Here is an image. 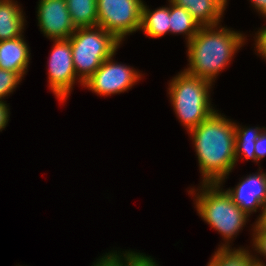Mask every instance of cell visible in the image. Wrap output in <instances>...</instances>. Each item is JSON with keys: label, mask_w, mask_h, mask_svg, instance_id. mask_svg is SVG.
<instances>
[{"label": "cell", "mask_w": 266, "mask_h": 266, "mask_svg": "<svg viewBox=\"0 0 266 266\" xmlns=\"http://www.w3.org/2000/svg\"><path fill=\"white\" fill-rule=\"evenodd\" d=\"M48 65L49 87L59 101L68 98L76 79L71 43L66 40H54Z\"/></svg>", "instance_id": "cell-8"}, {"label": "cell", "mask_w": 266, "mask_h": 266, "mask_svg": "<svg viewBox=\"0 0 266 266\" xmlns=\"http://www.w3.org/2000/svg\"><path fill=\"white\" fill-rule=\"evenodd\" d=\"M263 128H243L235 123V158L238 161L240 154L245 159H252L257 162L255 157V143Z\"/></svg>", "instance_id": "cell-17"}, {"label": "cell", "mask_w": 266, "mask_h": 266, "mask_svg": "<svg viewBox=\"0 0 266 266\" xmlns=\"http://www.w3.org/2000/svg\"><path fill=\"white\" fill-rule=\"evenodd\" d=\"M170 3V33L186 34L187 43L198 33L199 24L183 7Z\"/></svg>", "instance_id": "cell-16"}, {"label": "cell", "mask_w": 266, "mask_h": 266, "mask_svg": "<svg viewBox=\"0 0 266 266\" xmlns=\"http://www.w3.org/2000/svg\"><path fill=\"white\" fill-rule=\"evenodd\" d=\"M201 185L200 193L195 195L196 210L199 216L226 240L227 243L222 247H230L229 241L237 236L249 216L232 201L227 191L220 188L219 183Z\"/></svg>", "instance_id": "cell-3"}, {"label": "cell", "mask_w": 266, "mask_h": 266, "mask_svg": "<svg viewBox=\"0 0 266 266\" xmlns=\"http://www.w3.org/2000/svg\"><path fill=\"white\" fill-rule=\"evenodd\" d=\"M183 7L200 27L219 25L226 3L223 0H169Z\"/></svg>", "instance_id": "cell-12"}, {"label": "cell", "mask_w": 266, "mask_h": 266, "mask_svg": "<svg viewBox=\"0 0 266 266\" xmlns=\"http://www.w3.org/2000/svg\"><path fill=\"white\" fill-rule=\"evenodd\" d=\"M211 261L216 266H254L255 256L244 248L232 249V247H222L219 245Z\"/></svg>", "instance_id": "cell-18"}, {"label": "cell", "mask_w": 266, "mask_h": 266, "mask_svg": "<svg viewBox=\"0 0 266 266\" xmlns=\"http://www.w3.org/2000/svg\"><path fill=\"white\" fill-rule=\"evenodd\" d=\"M257 12H260L266 18V0H250Z\"/></svg>", "instance_id": "cell-27"}, {"label": "cell", "mask_w": 266, "mask_h": 266, "mask_svg": "<svg viewBox=\"0 0 266 266\" xmlns=\"http://www.w3.org/2000/svg\"><path fill=\"white\" fill-rule=\"evenodd\" d=\"M109 252L103 255L100 259H97V262L94 263V266H125V252ZM123 255V256H122Z\"/></svg>", "instance_id": "cell-21"}, {"label": "cell", "mask_w": 266, "mask_h": 266, "mask_svg": "<svg viewBox=\"0 0 266 266\" xmlns=\"http://www.w3.org/2000/svg\"><path fill=\"white\" fill-rule=\"evenodd\" d=\"M226 191L232 201L249 216L266 202V172L249 174L235 188Z\"/></svg>", "instance_id": "cell-10"}, {"label": "cell", "mask_w": 266, "mask_h": 266, "mask_svg": "<svg viewBox=\"0 0 266 266\" xmlns=\"http://www.w3.org/2000/svg\"><path fill=\"white\" fill-rule=\"evenodd\" d=\"M151 256L134 251H125V266H158Z\"/></svg>", "instance_id": "cell-20"}, {"label": "cell", "mask_w": 266, "mask_h": 266, "mask_svg": "<svg viewBox=\"0 0 266 266\" xmlns=\"http://www.w3.org/2000/svg\"><path fill=\"white\" fill-rule=\"evenodd\" d=\"M170 4L169 7H159L150 11L143 3L140 29L148 37L159 38L170 32Z\"/></svg>", "instance_id": "cell-14"}, {"label": "cell", "mask_w": 266, "mask_h": 266, "mask_svg": "<svg viewBox=\"0 0 266 266\" xmlns=\"http://www.w3.org/2000/svg\"><path fill=\"white\" fill-rule=\"evenodd\" d=\"M25 16L14 0H0V41L22 36Z\"/></svg>", "instance_id": "cell-13"}, {"label": "cell", "mask_w": 266, "mask_h": 266, "mask_svg": "<svg viewBox=\"0 0 266 266\" xmlns=\"http://www.w3.org/2000/svg\"><path fill=\"white\" fill-rule=\"evenodd\" d=\"M254 266H266L265 263L263 264V261L261 262L259 258L255 257V265Z\"/></svg>", "instance_id": "cell-28"}, {"label": "cell", "mask_w": 266, "mask_h": 266, "mask_svg": "<svg viewBox=\"0 0 266 266\" xmlns=\"http://www.w3.org/2000/svg\"><path fill=\"white\" fill-rule=\"evenodd\" d=\"M21 80L17 73L0 68V101L11 94Z\"/></svg>", "instance_id": "cell-19"}, {"label": "cell", "mask_w": 266, "mask_h": 266, "mask_svg": "<svg viewBox=\"0 0 266 266\" xmlns=\"http://www.w3.org/2000/svg\"><path fill=\"white\" fill-rule=\"evenodd\" d=\"M255 38V48L257 49V52L262 56V58L266 59V27L258 30Z\"/></svg>", "instance_id": "cell-24"}, {"label": "cell", "mask_w": 266, "mask_h": 266, "mask_svg": "<svg viewBox=\"0 0 266 266\" xmlns=\"http://www.w3.org/2000/svg\"><path fill=\"white\" fill-rule=\"evenodd\" d=\"M212 83L200 77H194L184 70L178 73L169 83L170 101L177 118L192 130L216 110L210 102L209 91Z\"/></svg>", "instance_id": "cell-4"}, {"label": "cell", "mask_w": 266, "mask_h": 266, "mask_svg": "<svg viewBox=\"0 0 266 266\" xmlns=\"http://www.w3.org/2000/svg\"><path fill=\"white\" fill-rule=\"evenodd\" d=\"M202 174L201 183H219L235 166V123L216 110L198 126L188 131ZM226 177V178H225Z\"/></svg>", "instance_id": "cell-1"}, {"label": "cell", "mask_w": 266, "mask_h": 266, "mask_svg": "<svg viewBox=\"0 0 266 266\" xmlns=\"http://www.w3.org/2000/svg\"><path fill=\"white\" fill-rule=\"evenodd\" d=\"M207 266H216L211 260L208 262Z\"/></svg>", "instance_id": "cell-29"}, {"label": "cell", "mask_w": 266, "mask_h": 266, "mask_svg": "<svg viewBox=\"0 0 266 266\" xmlns=\"http://www.w3.org/2000/svg\"><path fill=\"white\" fill-rule=\"evenodd\" d=\"M142 0H97V26L120 42L141 27Z\"/></svg>", "instance_id": "cell-6"}, {"label": "cell", "mask_w": 266, "mask_h": 266, "mask_svg": "<svg viewBox=\"0 0 266 266\" xmlns=\"http://www.w3.org/2000/svg\"><path fill=\"white\" fill-rule=\"evenodd\" d=\"M75 28L97 26V0H66Z\"/></svg>", "instance_id": "cell-15"}, {"label": "cell", "mask_w": 266, "mask_h": 266, "mask_svg": "<svg viewBox=\"0 0 266 266\" xmlns=\"http://www.w3.org/2000/svg\"><path fill=\"white\" fill-rule=\"evenodd\" d=\"M109 58L104 60L94 74L84 82L83 86L98 95L120 94L131 89L141 80V74L127 65L118 64Z\"/></svg>", "instance_id": "cell-7"}, {"label": "cell", "mask_w": 266, "mask_h": 266, "mask_svg": "<svg viewBox=\"0 0 266 266\" xmlns=\"http://www.w3.org/2000/svg\"><path fill=\"white\" fill-rule=\"evenodd\" d=\"M38 26L51 40H66L76 30L67 8L66 0H39Z\"/></svg>", "instance_id": "cell-9"}, {"label": "cell", "mask_w": 266, "mask_h": 266, "mask_svg": "<svg viewBox=\"0 0 266 266\" xmlns=\"http://www.w3.org/2000/svg\"><path fill=\"white\" fill-rule=\"evenodd\" d=\"M71 43L73 64L80 84H84L102 62L115 55L121 42L100 26L76 28L68 38Z\"/></svg>", "instance_id": "cell-5"}, {"label": "cell", "mask_w": 266, "mask_h": 266, "mask_svg": "<svg viewBox=\"0 0 266 266\" xmlns=\"http://www.w3.org/2000/svg\"><path fill=\"white\" fill-rule=\"evenodd\" d=\"M200 27L187 43L189 67L184 71L213 83L234 54L244 45L245 36L227 27ZM219 29V30H218Z\"/></svg>", "instance_id": "cell-2"}, {"label": "cell", "mask_w": 266, "mask_h": 266, "mask_svg": "<svg viewBox=\"0 0 266 266\" xmlns=\"http://www.w3.org/2000/svg\"><path fill=\"white\" fill-rule=\"evenodd\" d=\"M261 211L262 213L259 215L260 217L255 222L253 229H266V202L263 204Z\"/></svg>", "instance_id": "cell-26"}, {"label": "cell", "mask_w": 266, "mask_h": 266, "mask_svg": "<svg viewBox=\"0 0 266 266\" xmlns=\"http://www.w3.org/2000/svg\"><path fill=\"white\" fill-rule=\"evenodd\" d=\"M5 101H0V131H2L9 121V108Z\"/></svg>", "instance_id": "cell-25"}, {"label": "cell", "mask_w": 266, "mask_h": 266, "mask_svg": "<svg viewBox=\"0 0 266 266\" xmlns=\"http://www.w3.org/2000/svg\"><path fill=\"white\" fill-rule=\"evenodd\" d=\"M30 50L23 35L0 41V68L17 73L21 78L28 70Z\"/></svg>", "instance_id": "cell-11"}, {"label": "cell", "mask_w": 266, "mask_h": 266, "mask_svg": "<svg viewBox=\"0 0 266 266\" xmlns=\"http://www.w3.org/2000/svg\"><path fill=\"white\" fill-rule=\"evenodd\" d=\"M252 240L255 251L266 257V229H254Z\"/></svg>", "instance_id": "cell-22"}, {"label": "cell", "mask_w": 266, "mask_h": 266, "mask_svg": "<svg viewBox=\"0 0 266 266\" xmlns=\"http://www.w3.org/2000/svg\"><path fill=\"white\" fill-rule=\"evenodd\" d=\"M254 148H255V157L258 163L260 159H263L266 156V128L265 127H263V130L259 134V137L256 140Z\"/></svg>", "instance_id": "cell-23"}]
</instances>
